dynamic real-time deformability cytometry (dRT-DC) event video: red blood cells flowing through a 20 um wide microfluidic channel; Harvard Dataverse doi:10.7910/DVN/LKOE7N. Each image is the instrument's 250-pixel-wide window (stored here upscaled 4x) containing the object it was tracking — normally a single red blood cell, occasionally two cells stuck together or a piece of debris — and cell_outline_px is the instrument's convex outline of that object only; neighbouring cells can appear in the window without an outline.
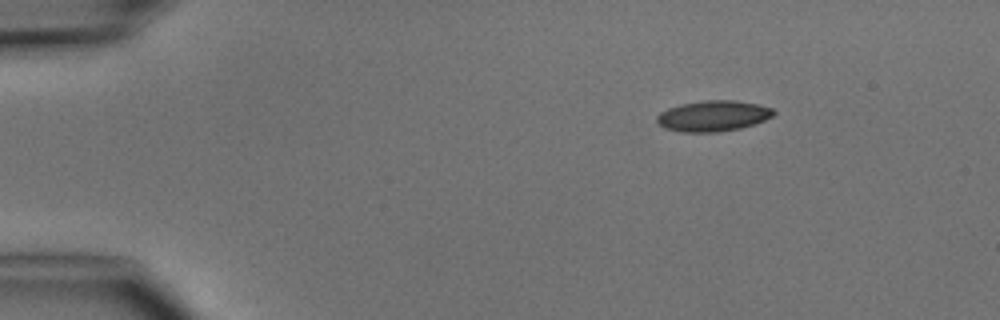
{"species": "common noctule bat (a hibernating species)", "species_latin": "Nyctalus noctula", "temperature_condition": "cold", "stored_images_in_passage": 3, "camera_frame_rate_fps": 3000, "um_per_image_px": 0.085, "animal": {"sex": "male", "body_mass_g": 15.6}, "frame": {"image": 1, "passage_image": 1, "time_ms": 0.0, "image_size_px": [1000, 320], "cell_outline_px": [[776, 112], [772, 116], [756, 124], [740, 128], [716, 132], [680, 132], [664, 128], [656, 120], [656, 116], [660, 112], [668, 108], [680, 104], [704, 100], [736, 100], [760, 104], [772, 108]], "centroid_in_image_um": [60.62, 9.85], "position_along_channel_um": 24.4, "area_um2": 21.1}}